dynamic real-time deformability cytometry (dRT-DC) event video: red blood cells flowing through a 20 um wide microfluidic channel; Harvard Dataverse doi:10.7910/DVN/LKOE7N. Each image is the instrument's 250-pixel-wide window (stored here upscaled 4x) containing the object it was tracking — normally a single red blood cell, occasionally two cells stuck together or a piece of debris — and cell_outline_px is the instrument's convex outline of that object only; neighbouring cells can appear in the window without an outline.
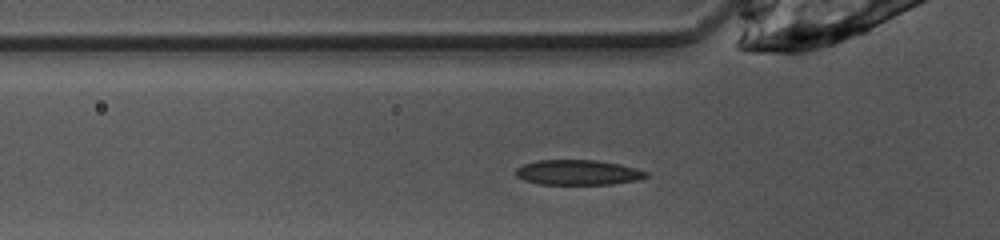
{"species": "common noctule bat (a hibernating species)", "species_latin": "Nyctalus noctula", "temperature_condition": "warm", "stored_images_in_passage": 25, "camera_frame_rate_fps": 3000, "um_per_image_px": 0.085, "animal": {"sex": "female", "body_mass_g": 10.0, "forearm_length_mm": 53.1}, "frame": {"image": 1, "passage_image": 2, "time_ms": 0.333, "image_size_px": [1000, 240], "cell_outline_px": [[648, 176], [636, 180], [612, 184], [540, 184], [524, 180], [516, 176], [516, 168], [524, 164], [536, 160], [596, 160], [620, 164], [636, 168], [648, 172]], "centroid_in_image_um": [49.12, 14.65], "position_along_channel_um": 76.7, "area_um2": 19.02}}
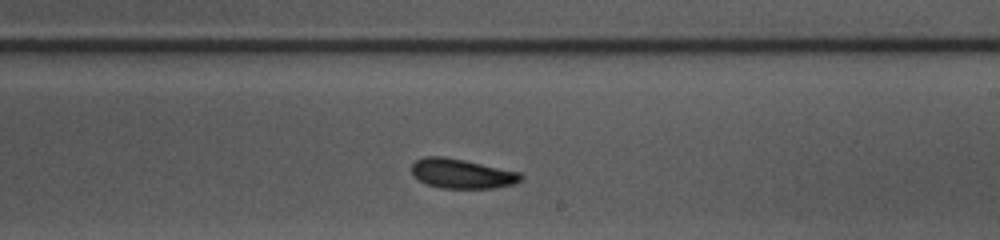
{"frame": {"image": 2, "passage_image": 15, "time_ms": 4.667, "image_size_px": [1000, 240], "cell_outline_px": [[524, 180], [516, 184], [496, 188], [440, 188], [428, 184], [420, 180], [412, 172], [412, 164], [416, 160], [424, 156], [444, 156], [464, 160], [520, 172], [524, 176]], "centroid_in_image_um": [39.32, 14.76], "position_along_channel_um": 249.7, "area_um2": 18.9}}
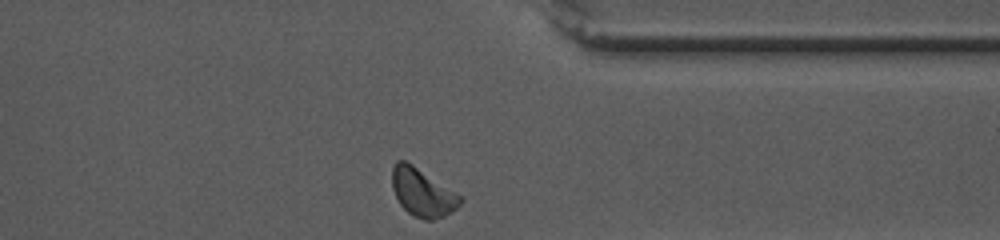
{"frame": {"image": 3, "passage_image": 25, "time_ms": 8.0, "image_size_px": [1000, 240], "cell_outline_px": [[464, 196], [460, 204], [456, 208], [444, 216], [432, 220], [424, 220], [408, 212], [400, 204], [392, 188], [392, 168], [396, 160], [404, 160], [412, 164]], "centroid_in_image_um": [35.92, 16.34], "position_along_channel_um": 375.5, "area_um2": 19.07}, "authors_computed_cell_mechanics": {"area_um2": 18.8428, "velocity_mm_per_s": 3.9759, "shape_relaxation_time_tau1_ms": 2.051, "shape_relaxation_time_tau2_ms": null, "deformation_change_tau1": 0.0936, "deformation_change_tau2": null}}